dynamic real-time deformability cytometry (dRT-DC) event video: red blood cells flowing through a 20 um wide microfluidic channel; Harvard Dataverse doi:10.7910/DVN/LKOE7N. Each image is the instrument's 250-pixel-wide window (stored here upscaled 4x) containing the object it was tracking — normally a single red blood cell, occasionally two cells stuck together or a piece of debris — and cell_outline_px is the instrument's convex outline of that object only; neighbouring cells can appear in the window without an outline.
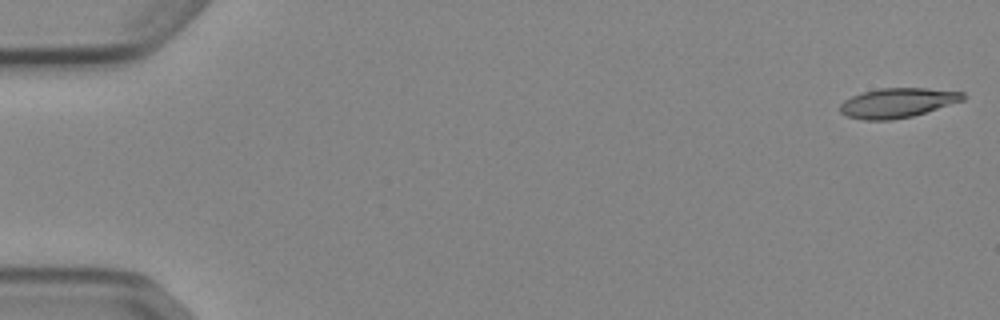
{"species": "Egyptian fruit bat (a non-hibernating species)", "species_latin": "Rousettus aegyptiacus", "temperature_condition": "cold", "stored_images_in_passage": 52, "camera_frame_rate_fps": 3000, "um_per_image_px": 0.085, "animal": {"sex": "female"}, "frame": {"image": 1, "passage_image": 1, "time_ms": 0.0, "image_size_px": [1000, 320], "cell_outline_px": [[968, 96], [964, 100], [912, 116], [892, 120], [864, 120], [848, 116], [840, 112], [840, 104], [844, 100], [852, 96], [864, 92], [880, 88], [928, 88], [964, 92]], "centroid_in_image_um": [76.31, 8.73], "position_along_channel_um": 8.7, "area_um2": 21.15}}
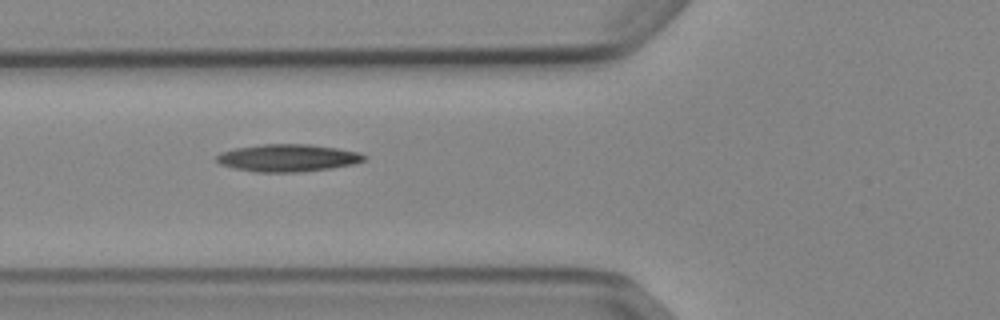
{"frame": {"image": 2, "passage_image": 20, "time_ms": 6.333, "image_size_px": [1000, 320], "cell_outline_px": [[368, 156], [364, 160], [352, 164], [328, 168], [300, 172], [256, 172], [236, 168], [220, 164], [216, 160], [216, 156], [220, 152], [236, 148], [260, 144], [308, 144], [336, 148], [360, 152]], "centroid_in_image_um": [24.45, 13.41], "position_along_channel_um": 101.3, "area_um2": 23.41}}
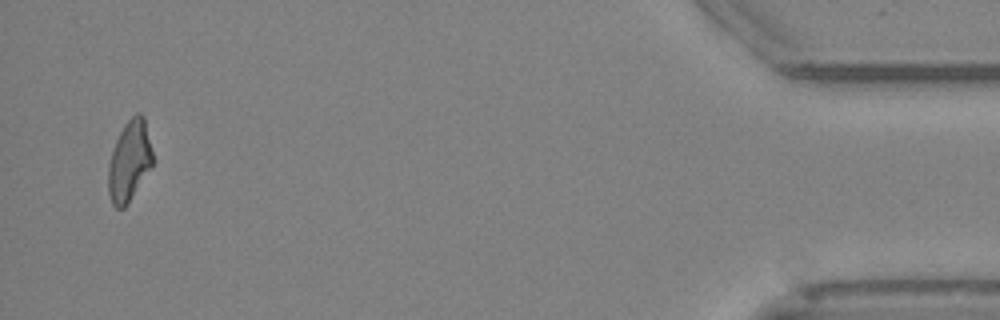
{"frame": {"image": 3, "passage_image": 51, "time_ms": 16.667, "image_size_px": [1000, 320], "cell_outline_px": [[152, 164], [128, 204], [124, 208], [116, 208], [112, 204], [108, 192], [108, 168], [112, 152], [116, 140], [124, 124], [136, 112], [140, 112], [144, 116], [152, 152]], "centroid_in_image_um": [10.98, 13.68], "position_along_channel_um": 424.2, "area_um2": 20.58}, "authors_computed_cell_mechanics": {"area_um2": 21.9351, "velocity_mm_per_s": 3.8716, "shape_relaxation_time_tau1_ms": 8.0793, "shape_relaxation_time_tau2_ms": null, "deformation_change_tau1": 0.2201, "deformation_change_tau2": null}}